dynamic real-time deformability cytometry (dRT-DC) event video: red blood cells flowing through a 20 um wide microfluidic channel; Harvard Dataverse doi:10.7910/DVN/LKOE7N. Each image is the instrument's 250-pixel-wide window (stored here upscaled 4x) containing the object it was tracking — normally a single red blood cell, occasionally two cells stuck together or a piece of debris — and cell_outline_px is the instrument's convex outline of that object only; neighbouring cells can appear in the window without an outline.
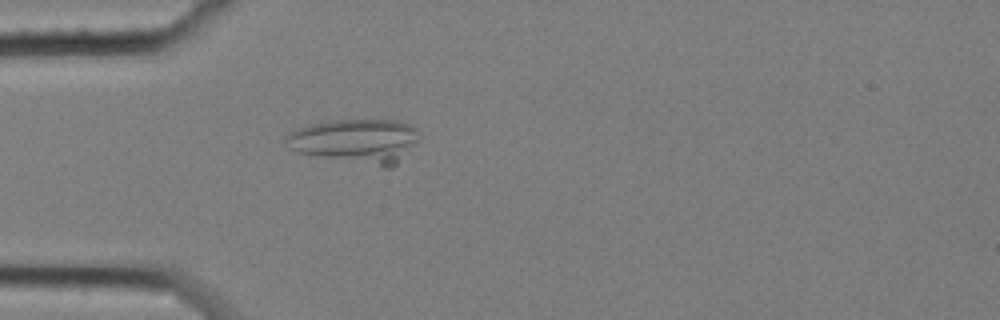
{"species": "common noctule bat (a hibernating species)", "species_latin": "Nyctalus noctula", "temperature_condition": "cold", "stored_images_in_passage": 63, "camera_frame_rate_fps": 3000, "um_per_image_px": 0.085, "animal": {"sex": "female", "body_mass_g": 25.1}, "frame": {"image": 1, "passage_image": 20, "time_ms": 6.333, "image_size_px": [1000, 320], "cell_outline_px": [[416, 140], [396, 164], [392, 168], [384, 168], [300, 152], [288, 148], [284, 140], [284, 136], [300, 128], [312, 124], [332, 120], [396, 120], [408, 124], [416, 128]], "centroid_in_image_um": [30.22, 11.98], "position_along_channel_um": 54.8, "area_um2": 33.58}}